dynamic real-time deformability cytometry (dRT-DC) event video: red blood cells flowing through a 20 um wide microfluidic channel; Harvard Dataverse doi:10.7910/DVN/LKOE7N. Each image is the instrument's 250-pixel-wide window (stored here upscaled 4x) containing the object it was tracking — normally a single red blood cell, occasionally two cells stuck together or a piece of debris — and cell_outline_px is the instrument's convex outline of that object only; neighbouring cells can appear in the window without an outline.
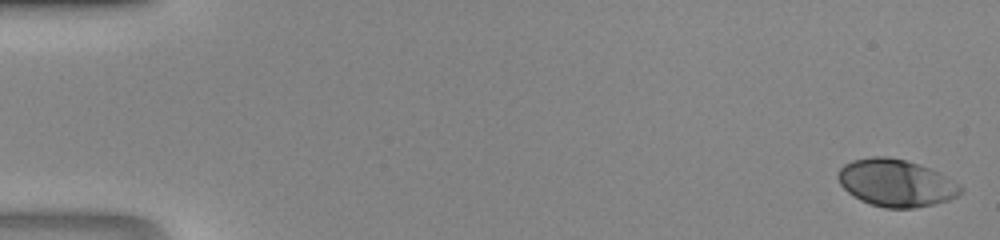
{"species": "human", "species_latin": "Homo sapiens", "temperature_condition": "room temperature", "stored_images_in_passage": 46, "camera_frame_rate_fps": 3000, "um_per_image_px": 0.085, "donor": {"sex": "male"}, "frame": {"image": 1, "passage_image": 1, "time_ms": 0.0, "image_size_px": [1000, 240], "cell_outline_px": [[964, 188], [956, 196], [948, 200], [916, 208], [884, 208], [860, 200], [848, 192], [840, 184], [836, 176], [840, 168], [844, 164], [852, 160], [872, 156], [888, 156], [920, 164], [940, 172], [960, 184]], "centroid_in_image_um": [76.16, 15.54], "position_along_channel_um": 8.8, "area_um2": 33.87}}
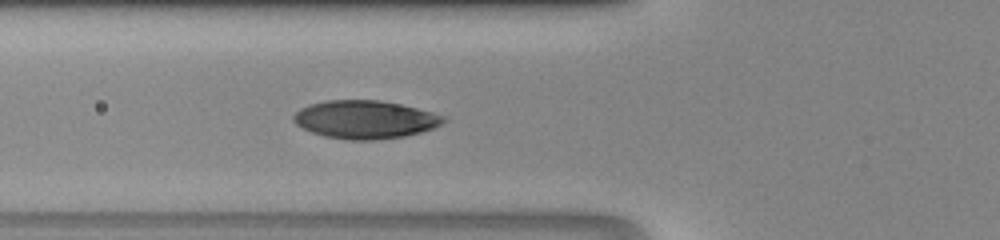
{"frame": {"image": 2, "passage_image": 18, "time_ms": 5.667, "image_size_px": [1000, 240], "cell_outline_px": [[448, 120], [432, 128], [420, 132], [404, 136], [376, 140], [348, 140], [324, 136], [312, 132], [296, 124], [292, 120], [292, 116], [300, 108], [308, 104], [324, 100], [380, 100], [400, 104], [432, 112], [444, 116]], "centroid_in_image_um": [31.0, 10.15], "position_along_channel_um": 94.8, "area_um2": 33.35}}
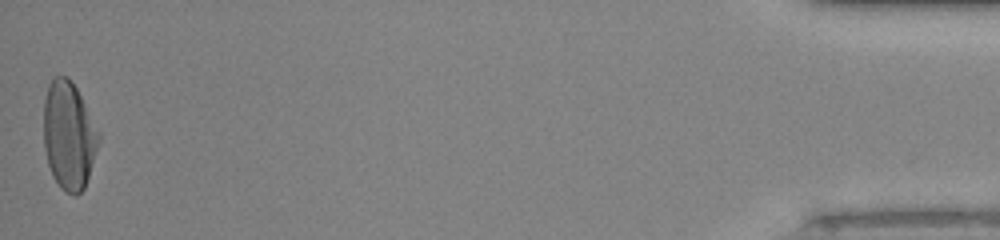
{"frame": {"image": 3, "passage_image": 46, "time_ms": 15.0, "image_size_px": [1000, 240], "cell_outline_px": [[100, 140], [84, 188], [76, 196], [72, 196], [64, 192], [60, 188], [52, 176], [48, 164], [44, 148], [44, 100], [48, 84], [56, 76], [68, 76], [76, 88], [100, 132]], "centroid_in_image_um": [5.84, 11.54], "position_along_channel_um": 429.4, "area_um2": 34.68}}